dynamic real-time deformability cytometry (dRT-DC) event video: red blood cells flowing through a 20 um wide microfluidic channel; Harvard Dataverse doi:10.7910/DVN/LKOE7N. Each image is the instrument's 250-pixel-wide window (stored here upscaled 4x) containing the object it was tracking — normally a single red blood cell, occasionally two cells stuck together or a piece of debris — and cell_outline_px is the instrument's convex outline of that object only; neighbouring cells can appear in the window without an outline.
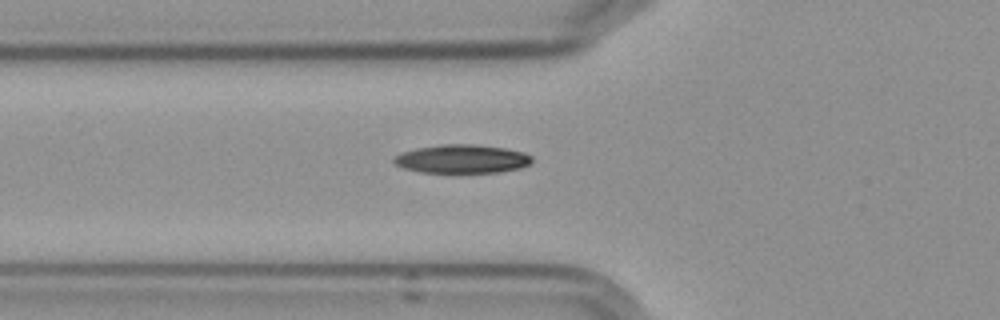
{"species": "Egyptian fruit bat (a non-hibernating species)", "species_latin": "Rousettus aegyptiacus", "temperature_condition": "cold", "stored_images_in_passage": 7, "camera_frame_rate_fps": 3000, "um_per_image_px": 0.085, "frame": {"image": 1, "passage_image": 7, "time_ms": 7.0, "image_size_px": [1000, 320], "cell_outline_px": [[532, 164], [520, 168], [500, 172], [420, 172], [404, 168], [396, 164], [392, 160], [400, 152], [416, 148], [444, 144], [472, 144], [504, 148], [524, 152], [532, 156]], "centroid_in_image_um": [39.29, 13.5], "position_along_channel_um": 86.5, "area_um2": 22.95}}